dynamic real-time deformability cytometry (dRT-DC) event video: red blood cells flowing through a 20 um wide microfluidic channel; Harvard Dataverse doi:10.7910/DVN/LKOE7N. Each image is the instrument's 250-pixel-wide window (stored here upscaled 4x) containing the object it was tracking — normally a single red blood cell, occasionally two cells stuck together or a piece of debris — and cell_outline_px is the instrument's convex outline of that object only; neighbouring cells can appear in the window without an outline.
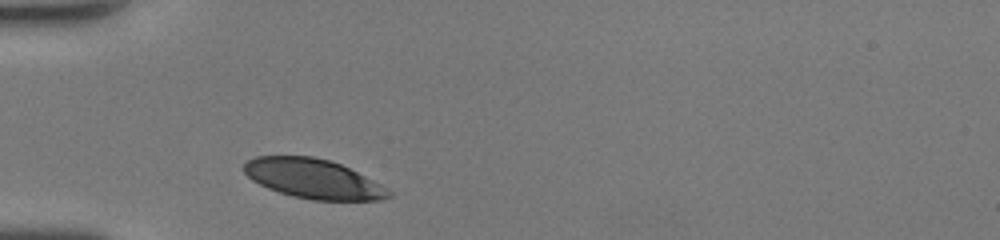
{"species": "human", "species_latin": "Homo sapiens", "temperature_condition": "room temperature", "stored_images_in_passage": 25, "camera_frame_rate_fps": 3000, "um_per_image_px": 0.085, "donor": {"sex": "female"}, "frame": {"image": 1, "passage_image": 1, "time_ms": 0.0, "image_size_px": [1000, 240], "cell_outline_px": [[392, 196], [380, 200], [312, 200], [292, 196], [268, 188], [252, 180], [244, 172], [244, 164], [248, 160], [256, 156], [312, 156], [328, 160], [340, 164], [380, 184], [392, 192]], "centroid_in_image_um": [26.61, 15.2], "position_along_channel_um": 58.4, "area_um2": 32.95}}
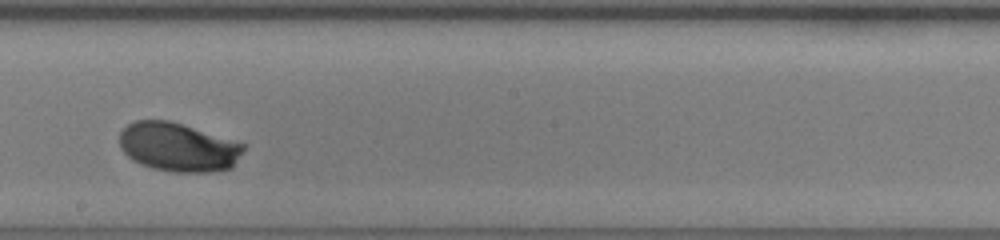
{"frame": {"image": 2, "passage_image": 14, "time_ms": 4.333, "image_size_px": [1000, 240], "cell_outline_px": [[244, 148], [232, 168], [208, 172], [176, 172], [152, 168], [128, 156], [120, 148], [120, 132], [128, 124], [136, 120], [168, 120], [244, 144]], "centroid_in_image_um": [15.12, 12.51], "position_along_channel_um": 233.1, "area_um2": 34.62}}
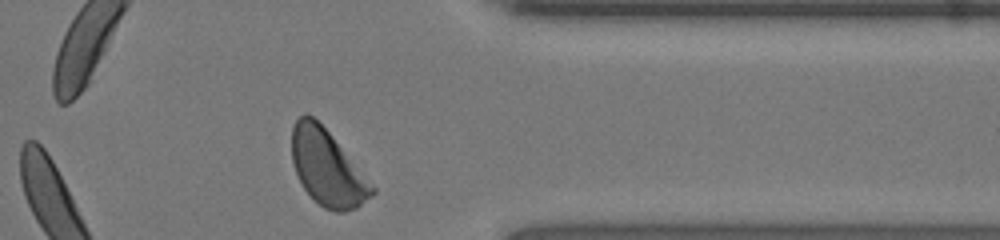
{"frame": {"image": 3, "passage_image": 25, "time_ms": 8.0, "image_size_px": [1000, 240], "cell_outline_px": [[376, 192], [372, 196], [356, 208], [344, 212], [336, 212], [324, 208], [304, 188], [296, 172], [292, 160], [292, 128], [296, 120], [304, 112], [312, 116], [328, 132], [376, 188]], "centroid_in_image_um": [27.82, 14.28], "position_along_channel_um": 383.6, "area_um2": 34.74}, "authors_computed_cell_mechanics": {"area_um2": 35.0846, "velocity_mm_per_s": 4.2745, "shape_relaxation_time_tau1_ms": 2.4552, "shape_relaxation_time_tau2_ms": null, "deformation_change_tau1": 0.1404, "deformation_change_tau2": null}}